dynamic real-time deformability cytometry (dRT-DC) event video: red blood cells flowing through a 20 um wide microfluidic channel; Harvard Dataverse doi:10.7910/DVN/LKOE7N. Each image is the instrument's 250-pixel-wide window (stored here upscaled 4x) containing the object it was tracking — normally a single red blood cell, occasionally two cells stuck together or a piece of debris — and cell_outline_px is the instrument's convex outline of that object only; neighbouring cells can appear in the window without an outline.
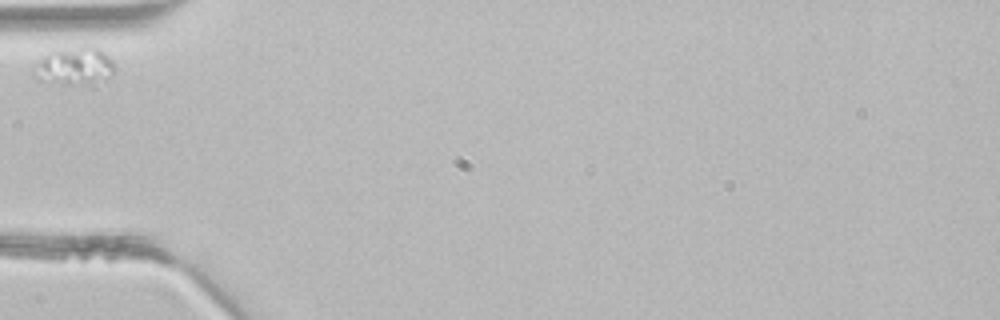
{"species": "common noctule bat (a hibernating species)", "species_latin": "Nyctalus noctula", "temperature_condition": "room temperature", "stored_images_in_passage": 1, "camera_frame_rate_fps": 3000, "um_per_image_px": 0.085, "animal": {"sex": "male", "body_mass_g": 21.5, "forearm_length_mm": 52.0}, "frame": {"image": 1, "passage_image": 1, "time_ms": 0.0, "image_size_px": [1000, 320], "cell_outline_px": [[116, 68], [96, 88], [88, 88], [60, 84], [36, 80], [32, 76], [32, 72], [40, 60], [48, 52], [84, 44], [92, 44], [100, 48], [116, 64]], "centroid_in_image_um": [6.39, 5.67], "position_along_channel_um": 78.6, "area_um2": 19.02}}